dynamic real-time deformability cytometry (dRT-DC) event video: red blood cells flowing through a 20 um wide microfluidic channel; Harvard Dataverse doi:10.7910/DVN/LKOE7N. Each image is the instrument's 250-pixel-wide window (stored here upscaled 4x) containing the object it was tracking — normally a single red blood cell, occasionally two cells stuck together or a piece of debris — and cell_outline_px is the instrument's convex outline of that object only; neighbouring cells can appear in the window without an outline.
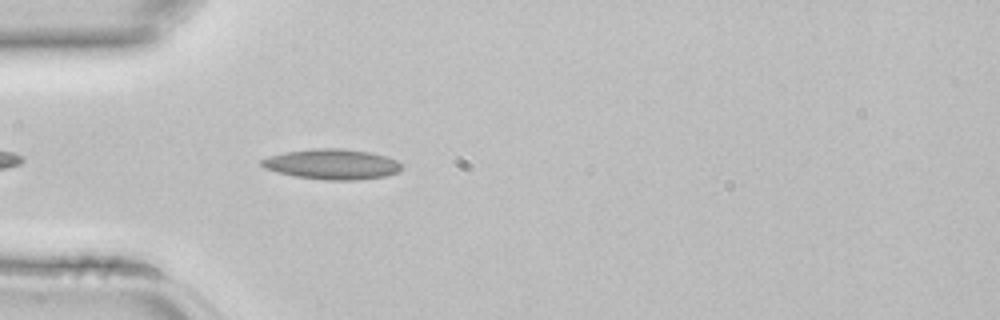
{"species": "common noctule bat (a hibernating species)", "species_latin": "Nyctalus noctula", "temperature_condition": "room temperature", "stored_images_in_passage": 3, "camera_frame_rate_fps": 3000, "um_per_image_px": 0.085, "animal": {"sex": "female", "body_mass_g": 22.7, "forearm_length_mm": 54.2}, "frame": {"image": 1, "passage_image": 3, "time_ms": 0.667, "image_size_px": [1000, 320], "cell_outline_px": [[400, 168], [396, 172], [384, 176], [356, 180], [324, 180], [296, 176], [264, 168], [260, 164], [260, 160], [268, 156], [284, 152], [312, 148], [340, 148], [368, 152], [384, 156], [396, 160], [400, 164]], "centroid_in_image_um": [28.16, 13.95], "position_along_channel_um": 56.8, "area_um2": 24.45}}